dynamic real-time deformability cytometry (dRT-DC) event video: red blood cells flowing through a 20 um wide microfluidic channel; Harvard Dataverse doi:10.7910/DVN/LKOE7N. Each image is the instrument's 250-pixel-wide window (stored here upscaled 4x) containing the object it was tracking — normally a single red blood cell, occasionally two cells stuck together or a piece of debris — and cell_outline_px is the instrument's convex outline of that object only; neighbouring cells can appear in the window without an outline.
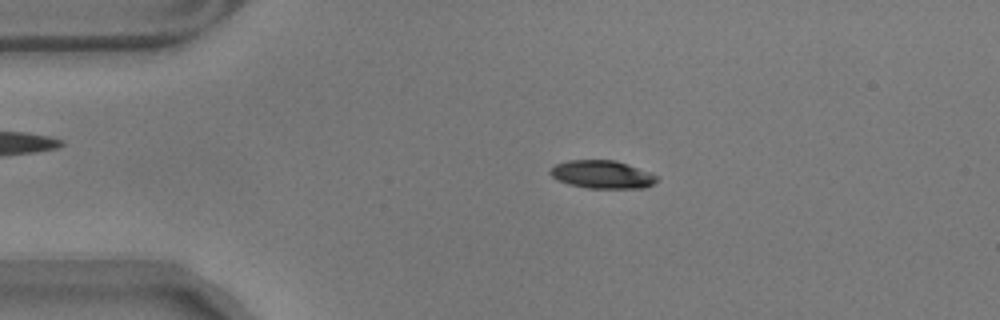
{"species": "common noctule bat (a hibernating species)", "species_latin": "Nyctalus noctula", "temperature_condition": "warm", "stored_images_in_passage": 56, "camera_frame_rate_fps": 3000, "um_per_image_px": 0.085, "animal": {"sex": "male", "body_mass_g": 17.9}, "frame": {"image": 1, "passage_image": 11, "time_ms": 3.333, "image_size_px": [1000, 320], "cell_outline_px": [[660, 176], [652, 184], [644, 188], [588, 188], [568, 184], [556, 180], [548, 172], [556, 164], [568, 160], [616, 160], [628, 164]], "centroid_in_image_um": [51.17, 14.83], "position_along_channel_um": 33.8, "area_um2": 17.46}}
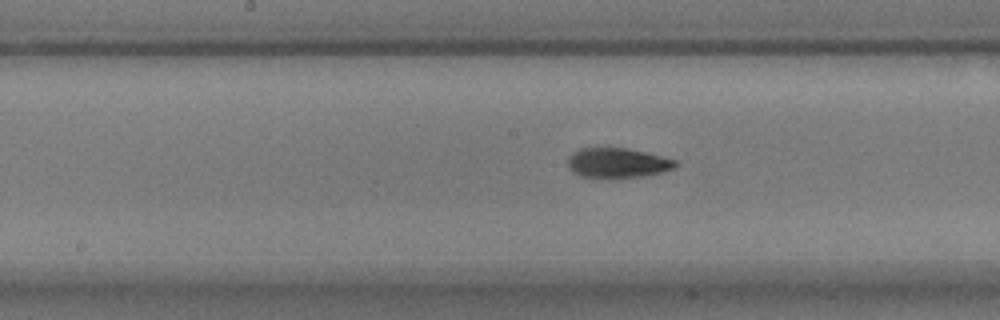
{"frame": {"image": 2, "passage_image": 28, "time_ms": 9.0, "image_size_px": [1000, 320], "cell_outline_px": [[676, 168], [664, 172], [644, 176], [612, 180], [608, 180], [580, 176], [572, 172], [568, 168], [568, 156], [580, 148], [628, 148], [676, 160]], "centroid_in_image_um": [52.46, 13.89], "position_along_channel_um": 195.7, "area_um2": 19.31}}
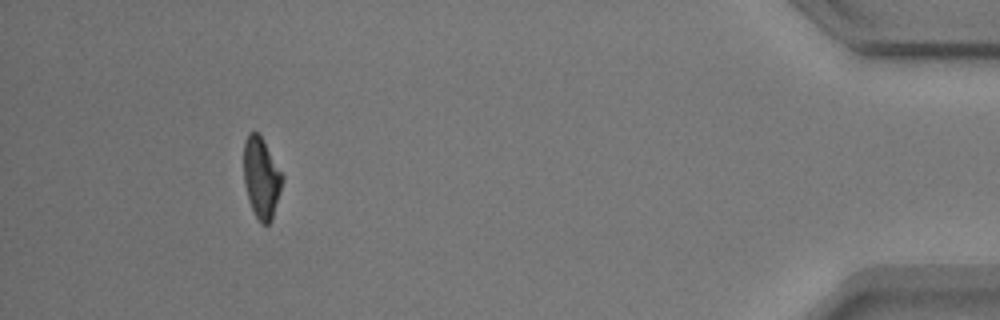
{"frame": {"image": 3, "passage_image": 52, "time_ms": 17.0, "image_size_px": [1000, 320], "cell_outline_px": [[284, 180], [272, 220], [268, 224], [260, 224], [248, 200], [244, 184], [244, 140], [248, 132], [256, 132], [264, 140], [284, 176]], "centroid_in_image_um": [22.22, 15.11], "position_along_channel_um": 413.0, "area_um2": 18.38}, "authors_computed_cell_mechanics": {"area_um2": 18.6405, "velocity_mm_per_s": 3.5289, "shape_relaxation_time_tau1_ms": 4.3635, "shape_relaxation_time_tau2_ms": 2.6302, "deformation_change_tau1": 0.1717, "deformation_change_tau2": 0.0823}}